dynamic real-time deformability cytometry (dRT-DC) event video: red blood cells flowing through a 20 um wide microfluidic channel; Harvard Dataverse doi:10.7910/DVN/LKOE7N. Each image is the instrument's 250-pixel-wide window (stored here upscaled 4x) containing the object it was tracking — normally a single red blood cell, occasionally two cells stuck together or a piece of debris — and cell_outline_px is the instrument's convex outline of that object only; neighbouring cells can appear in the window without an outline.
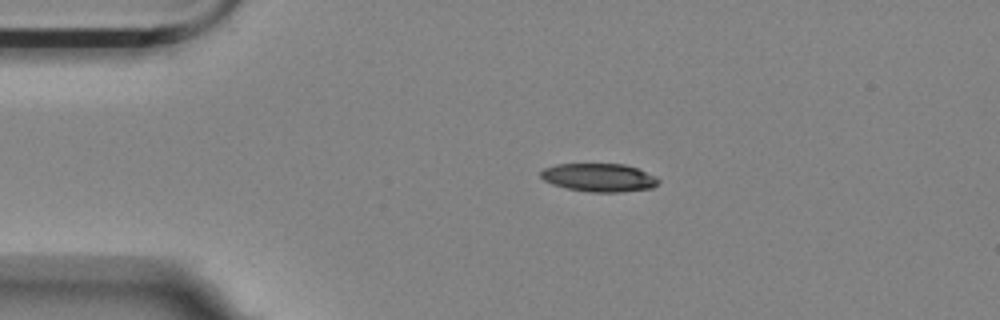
{"species": "Egyptian fruit bat (a non-hibernating species)", "species_latin": "Rousettus aegyptiacus", "temperature_condition": "room temperature", "stored_images_in_passage": 46, "camera_frame_rate_fps": 3000, "um_per_image_px": 0.085, "animal": {"sex": "female"}, "frame": {"image": 1, "passage_image": 1, "time_ms": 0.0, "image_size_px": [1000, 320], "cell_outline_px": [[660, 180], [652, 188], [620, 192], [588, 192], [568, 188], [552, 184], [544, 180], [540, 176], [540, 172], [544, 168], [556, 164], [624, 164], [636, 168], [656, 176]], "centroid_in_image_um": [50.91, 15.09], "position_along_channel_um": 34.1, "area_um2": 19.31}}
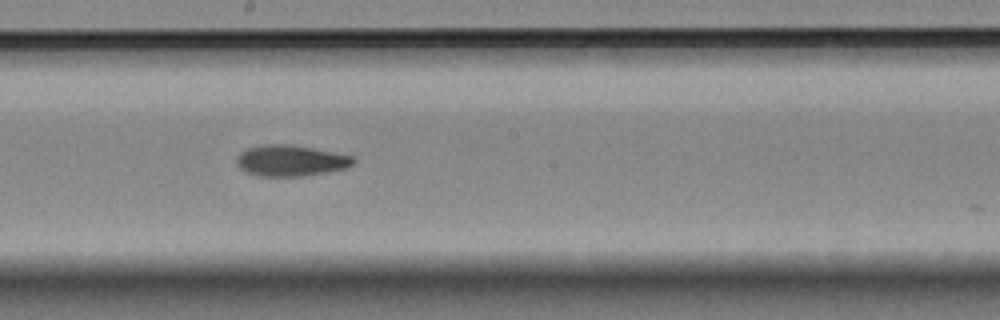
{"frame": {"image": 2, "passage_image": 20, "time_ms": 6.333, "image_size_px": [1000, 320], "cell_outline_px": [[356, 160], [348, 168], [304, 176], [260, 176], [248, 172], [240, 168], [236, 164], [236, 156], [240, 152], [248, 148], [260, 144], [292, 144], [352, 156]], "centroid_in_image_um": [24.68, 13.64], "position_along_channel_um": 223.5, "area_um2": 21.15}}
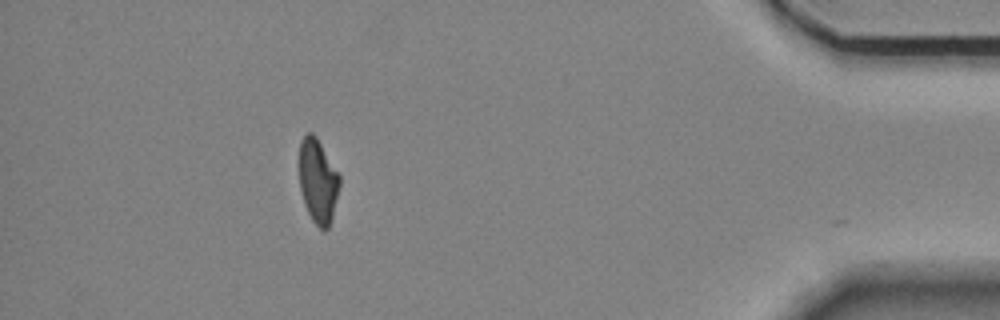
{"frame": {"image": 3, "passage_image": 40, "time_ms": 13.0, "image_size_px": [1000, 320], "cell_outline_px": [[340, 184], [332, 216], [328, 228], [324, 232], [312, 220], [304, 204], [300, 188], [300, 140], [308, 132], [312, 132], [316, 136], [340, 176]], "centroid_in_image_um": [27.02, 15.39], "position_along_channel_um": 408.2, "area_um2": 19.54}, "authors_computed_cell_mechanics": {"area_um2": 20.4901, "velocity_mm_per_s": 3.5619, "shape_relaxation_time_tau1_ms": 4.7944, "shape_relaxation_time_tau2_ms": 4.5411, "deformation_change_tau1": 0.1693, "deformation_change_tau2": 0.1141}}